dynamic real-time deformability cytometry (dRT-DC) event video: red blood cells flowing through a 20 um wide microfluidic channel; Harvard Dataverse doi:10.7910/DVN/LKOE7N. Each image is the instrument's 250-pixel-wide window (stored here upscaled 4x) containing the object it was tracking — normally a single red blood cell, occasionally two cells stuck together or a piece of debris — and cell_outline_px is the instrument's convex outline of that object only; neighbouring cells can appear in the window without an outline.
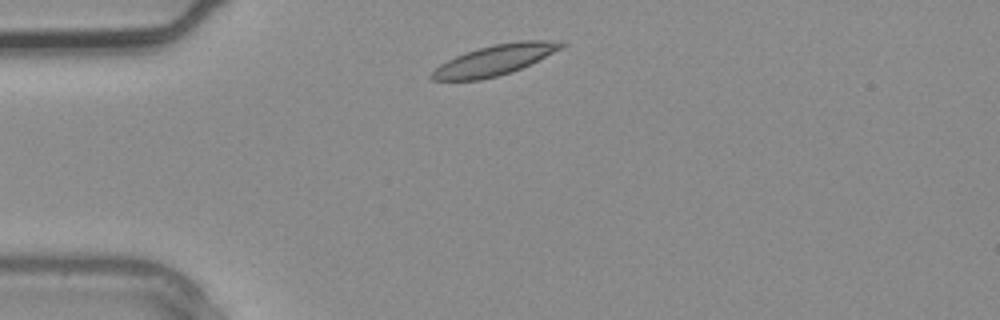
{"species": "common noctule bat (a hibernating species)", "species_latin": "Nyctalus noctula", "temperature_condition": "warm", "stored_images_in_passage": 2, "camera_frame_rate_fps": 3000, "um_per_image_px": 0.085, "animal": {"sex": "male", "body_mass_g": 20.4}, "frame": {"image": 1, "passage_image": 1, "time_ms": 0.0, "image_size_px": [1000, 320], "cell_outline_px": [[568, 44], [512, 72], [480, 80], [432, 80], [428, 76], [440, 64], [456, 56], [480, 48], [496, 44], [520, 40], [560, 40]], "centroid_in_image_um": [42.03, 5.1], "position_along_channel_um": 43.0, "area_um2": 22.43}}
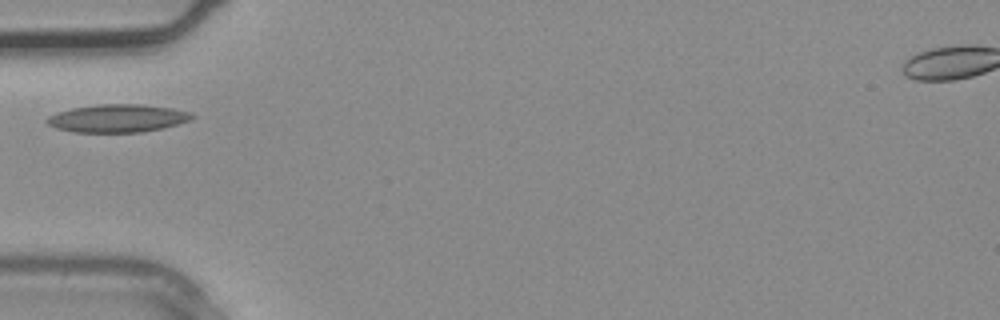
{"frame": {"image": 2, "passage_image": 2, "time_ms": 0.333, "image_size_px": [1000, 320], "cell_outline_px": [[196, 116], [188, 120], [164, 128], [140, 132], [72, 132], [56, 128], [48, 124], [44, 120], [48, 116], [56, 112], [72, 108], [96, 104], [140, 104], [172, 108], [192, 112]], "centroid_in_image_um": [9.97, 10.05], "position_along_channel_um": 75.0, "area_um2": 23.7}}